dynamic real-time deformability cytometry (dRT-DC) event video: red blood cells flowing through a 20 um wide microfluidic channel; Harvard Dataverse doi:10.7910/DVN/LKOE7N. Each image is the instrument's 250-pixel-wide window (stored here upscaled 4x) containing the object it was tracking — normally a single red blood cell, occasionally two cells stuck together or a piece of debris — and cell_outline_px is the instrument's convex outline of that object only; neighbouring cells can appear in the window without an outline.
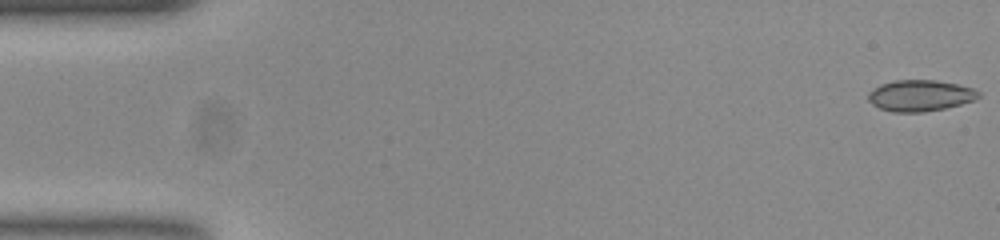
{"species": "common noctule bat (a hibernating species)", "species_latin": "Nyctalus noctula", "temperature_condition": "room temperature", "stored_images_in_passage": 51, "camera_frame_rate_fps": 3000, "um_per_image_px": 0.085, "animal": {"sex": "female", "body_mass_g": 23.0, "forearm_length_mm": 53.4}, "frame": {"image": 1, "passage_image": 1, "time_ms": 0.0, "image_size_px": [1000, 240], "cell_outline_px": [[980, 96], [976, 100], [944, 108], [924, 112], [892, 112], [880, 108], [872, 104], [868, 100], [868, 92], [880, 84], [896, 80], [936, 80], [956, 84], [972, 88], [980, 92]], "centroid_in_image_um": [78.2, 8.12], "position_along_channel_um": 6.8, "area_um2": 20.06}}
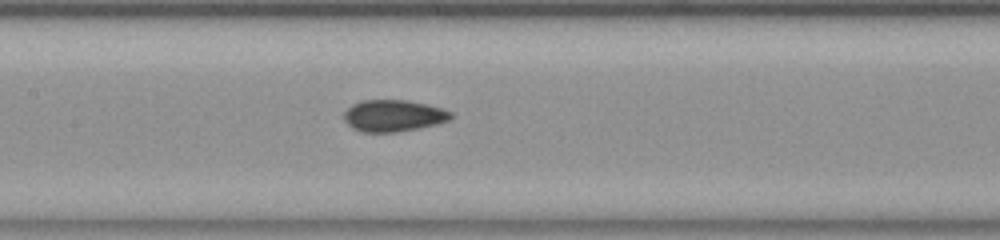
{"frame": {"image": 2, "passage_image": 25, "time_ms": 8.0, "image_size_px": [1000, 240], "cell_outline_px": [[452, 116], [448, 120], [436, 124], [396, 132], [364, 132], [352, 128], [344, 120], [344, 112], [352, 104], [360, 100], [408, 100], [428, 104], [452, 112]], "centroid_in_image_um": [33.41, 9.82], "position_along_channel_um": 174.0, "area_um2": 19.65}}
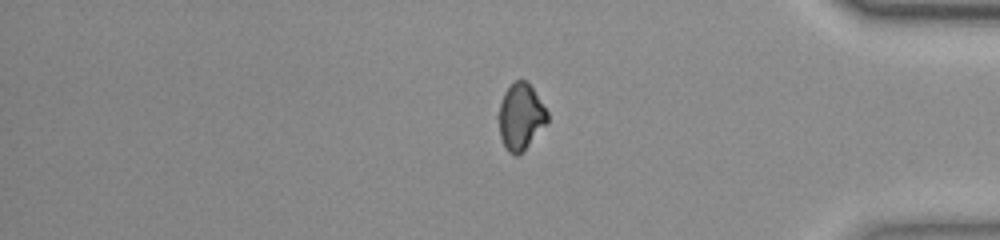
{"frame": {"image": 3, "passage_image": 44, "time_ms": 14.333, "image_size_px": [1000, 240], "cell_outline_px": [[548, 120], [528, 144], [516, 156], [508, 152], [500, 136], [496, 116], [504, 92], [516, 80], [524, 80], [532, 88], [548, 112]], "centroid_in_image_um": [44.21, 9.9], "position_along_channel_um": 391.0, "area_um2": 18.44}, "authors_computed_cell_mechanics": {"area_um2": 19.363, "velocity_mm_per_s": 3.8435, "shape_relaxation_time_tau1_ms": null, "shape_relaxation_time_tau2_ms": 1.6834, "deformation_change_tau1": null, "deformation_change_tau2": 0.04}}